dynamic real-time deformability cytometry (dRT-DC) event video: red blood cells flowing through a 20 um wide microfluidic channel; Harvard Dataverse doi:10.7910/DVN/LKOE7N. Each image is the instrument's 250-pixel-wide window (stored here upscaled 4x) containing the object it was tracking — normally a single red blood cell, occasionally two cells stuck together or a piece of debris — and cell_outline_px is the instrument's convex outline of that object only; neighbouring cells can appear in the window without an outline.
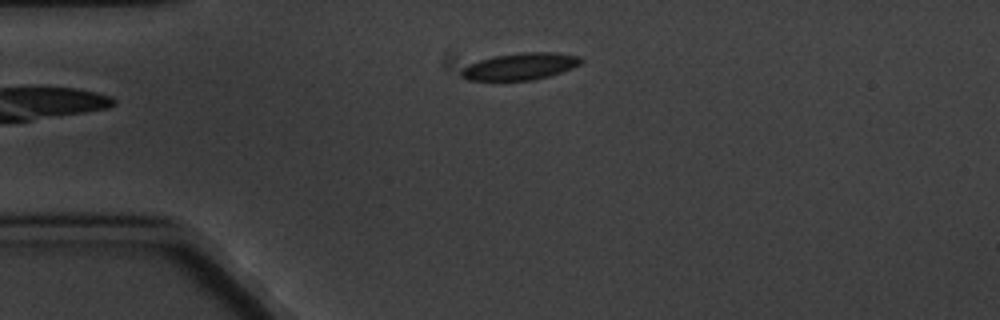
{"species": "common noctule bat (a hibernating species)", "species_latin": "Nyctalus noctula", "temperature_condition": "cold", "stored_images_in_passage": 3, "camera_frame_rate_fps": 3000, "um_per_image_px": 0.085, "animal": {"sex": "male", "body_mass_g": 20.1, "forearm_length_mm": 53.5}, "frame": {"image": 1, "passage_image": 3, "time_ms": 3.333, "image_size_px": [1000, 320], "cell_outline_px": [[584, 60], [580, 64], [572, 68], [548, 76], [532, 80], [468, 80], [460, 76], [460, 72], [468, 64], [480, 60], [496, 56], [520, 52], [556, 52], [580, 56]], "centroid_in_image_um": [44.23, 5.63], "position_along_channel_um": 40.8, "area_um2": 18.67}}